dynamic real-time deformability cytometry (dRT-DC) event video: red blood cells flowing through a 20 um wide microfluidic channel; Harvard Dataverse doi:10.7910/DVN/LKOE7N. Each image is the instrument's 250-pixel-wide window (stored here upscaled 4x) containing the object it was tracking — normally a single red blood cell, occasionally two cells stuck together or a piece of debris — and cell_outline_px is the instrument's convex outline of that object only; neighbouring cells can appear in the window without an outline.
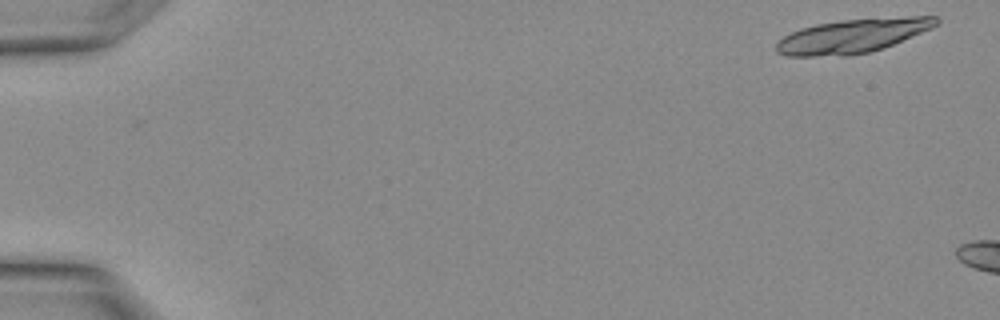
{"species": "Egyptian fruit bat (a non-hibernating species)", "species_latin": "Rousettus aegyptiacus", "temperature_condition": "warm", "stored_images_in_passage": 16, "segment_of_instrument_passage": [1, 2], "camera_frame_rate_fps": 3000, "um_per_image_px": 0.085, "animal": {"sex": "female"}, "frame": {"image": 1, "passage_image": 1, "time_ms": 0.0, "image_size_px": [1000, 320], "cell_outline_px": [[940, 24], [932, 28], [884, 48], [868, 52], [848, 56], [784, 56], [776, 52], [776, 44], [784, 36], [800, 28], [816, 24], [840, 20], [908, 16], [936, 16], [940, 20]], "centroid_in_image_um": [72.49, 3.05], "position_along_channel_um": 12.5, "area_um2": 31.85}}